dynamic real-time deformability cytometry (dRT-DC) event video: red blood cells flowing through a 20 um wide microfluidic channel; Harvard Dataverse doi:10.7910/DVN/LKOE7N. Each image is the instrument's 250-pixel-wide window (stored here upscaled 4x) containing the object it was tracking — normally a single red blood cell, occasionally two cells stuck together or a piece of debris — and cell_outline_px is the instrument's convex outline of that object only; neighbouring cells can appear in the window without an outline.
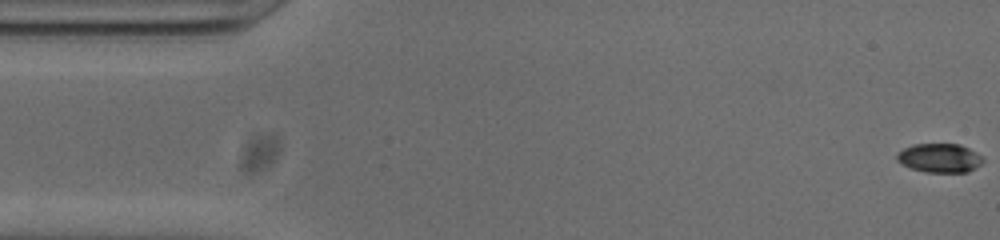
{"species": "common noctule bat (a hibernating species)", "species_latin": "Nyctalus noctula", "temperature_condition": "cold", "stored_images_in_passage": 53, "camera_frame_rate_fps": 3000, "um_per_image_px": 0.085, "animal": {"sex": "male", "body_mass_g": 20.0, "forearm_length_mm": 53.3}, "frame": {"image": 1, "passage_image": 1, "time_ms": 0.0, "image_size_px": [1000, 240], "cell_outline_px": [[984, 160], [976, 168], [968, 172], [924, 172], [912, 168], [896, 160], [896, 152], [912, 144], [960, 144], [976, 152]], "centroid_in_image_um": [79.85, 13.42], "position_along_channel_um": 5.1, "area_um2": 14.51}}
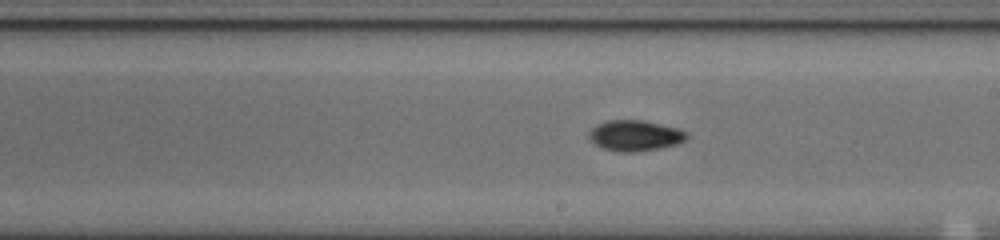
{"frame": {"image": 2, "passage_image": 29, "time_ms": 9.333, "image_size_px": [1000, 240], "cell_outline_px": [[688, 136], [684, 140], [676, 144], [660, 148], [632, 152], [620, 152], [600, 148], [588, 136], [588, 132], [596, 124], [608, 120], [644, 120], [676, 128], [688, 132]], "centroid_in_image_um": [53.95, 11.52], "position_along_channel_um": 235.1, "area_um2": 17.46}}
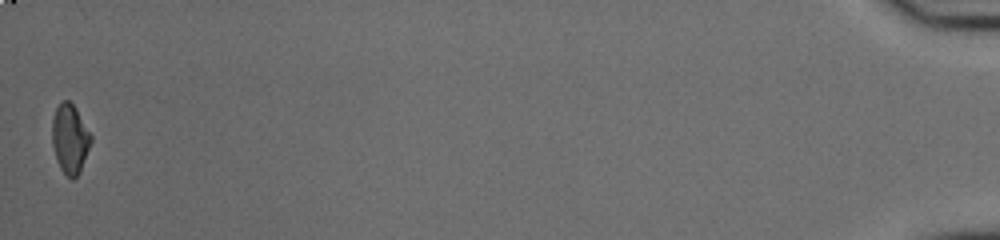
{"frame": {"image": 3, "passage_image": 53, "time_ms": 17.333, "image_size_px": [1000, 240], "cell_outline_px": [[92, 140], [80, 172], [72, 180], [60, 168], [56, 160], [52, 144], [52, 120], [56, 108], [64, 100], [68, 100], [76, 108], [92, 136]], "centroid_in_image_um": [5.94, 11.81], "position_along_channel_um": 429.3, "area_um2": 15.61}, "authors_computed_cell_mechanics": {"area_um2": 15.9528, "velocity_mm_per_s": 3.7997, "shape_relaxation_time_tau1_ms": 4.5841, "shape_relaxation_time_tau2_ms": 9.8091, "deformation_change_tau1": 0.1642, "deformation_change_tau2": 0.1159}}